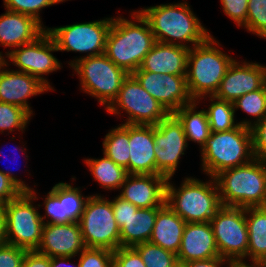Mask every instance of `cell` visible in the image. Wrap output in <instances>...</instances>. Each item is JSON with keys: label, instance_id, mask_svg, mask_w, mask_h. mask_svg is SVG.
Returning a JSON list of instances; mask_svg holds the SVG:
<instances>
[{"label": "cell", "instance_id": "obj_33", "mask_svg": "<svg viewBox=\"0 0 266 267\" xmlns=\"http://www.w3.org/2000/svg\"><path fill=\"white\" fill-rule=\"evenodd\" d=\"M133 248L140 254L146 267H173L178 261L177 254L149 241Z\"/></svg>", "mask_w": 266, "mask_h": 267}, {"label": "cell", "instance_id": "obj_42", "mask_svg": "<svg viewBox=\"0 0 266 267\" xmlns=\"http://www.w3.org/2000/svg\"><path fill=\"white\" fill-rule=\"evenodd\" d=\"M26 251L9 244L0 246V267H21Z\"/></svg>", "mask_w": 266, "mask_h": 267}, {"label": "cell", "instance_id": "obj_4", "mask_svg": "<svg viewBox=\"0 0 266 267\" xmlns=\"http://www.w3.org/2000/svg\"><path fill=\"white\" fill-rule=\"evenodd\" d=\"M234 60L219 49V42L212 35L203 43L190 48L186 80L193 100L214 96Z\"/></svg>", "mask_w": 266, "mask_h": 267}, {"label": "cell", "instance_id": "obj_15", "mask_svg": "<svg viewBox=\"0 0 266 267\" xmlns=\"http://www.w3.org/2000/svg\"><path fill=\"white\" fill-rule=\"evenodd\" d=\"M132 75L170 114L194 102L186 75L158 74L138 68Z\"/></svg>", "mask_w": 266, "mask_h": 267}, {"label": "cell", "instance_id": "obj_22", "mask_svg": "<svg viewBox=\"0 0 266 267\" xmlns=\"http://www.w3.org/2000/svg\"><path fill=\"white\" fill-rule=\"evenodd\" d=\"M46 28L31 16L6 10L0 15V45L13 50L36 40Z\"/></svg>", "mask_w": 266, "mask_h": 267}, {"label": "cell", "instance_id": "obj_43", "mask_svg": "<svg viewBox=\"0 0 266 267\" xmlns=\"http://www.w3.org/2000/svg\"><path fill=\"white\" fill-rule=\"evenodd\" d=\"M111 203L115 221L117 222L119 228L124 225L132 212H136L138 209L137 206L119 196H116L114 199H112Z\"/></svg>", "mask_w": 266, "mask_h": 267}, {"label": "cell", "instance_id": "obj_30", "mask_svg": "<svg viewBox=\"0 0 266 267\" xmlns=\"http://www.w3.org/2000/svg\"><path fill=\"white\" fill-rule=\"evenodd\" d=\"M50 191L62 202L64 223L78 222L90 195L83 196L78 187L65 182L55 184Z\"/></svg>", "mask_w": 266, "mask_h": 267}, {"label": "cell", "instance_id": "obj_51", "mask_svg": "<svg viewBox=\"0 0 266 267\" xmlns=\"http://www.w3.org/2000/svg\"><path fill=\"white\" fill-rule=\"evenodd\" d=\"M6 57H3L2 52H0V70L2 69V67L6 64Z\"/></svg>", "mask_w": 266, "mask_h": 267}, {"label": "cell", "instance_id": "obj_40", "mask_svg": "<svg viewBox=\"0 0 266 267\" xmlns=\"http://www.w3.org/2000/svg\"><path fill=\"white\" fill-rule=\"evenodd\" d=\"M43 204L45 206V215H41V218L44 224L64 223L62 202L51 191L47 193Z\"/></svg>", "mask_w": 266, "mask_h": 267}, {"label": "cell", "instance_id": "obj_8", "mask_svg": "<svg viewBox=\"0 0 266 267\" xmlns=\"http://www.w3.org/2000/svg\"><path fill=\"white\" fill-rule=\"evenodd\" d=\"M36 193L32 188L29 192H22L17 198L2 204L5 213L6 244L27 251L38 249L44 223L38 212L42 205H33V201L39 199Z\"/></svg>", "mask_w": 266, "mask_h": 267}, {"label": "cell", "instance_id": "obj_23", "mask_svg": "<svg viewBox=\"0 0 266 267\" xmlns=\"http://www.w3.org/2000/svg\"><path fill=\"white\" fill-rule=\"evenodd\" d=\"M189 50L181 45L156 41L140 69L165 75H186Z\"/></svg>", "mask_w": 266, "mask_h": 267}, {"label": "cell", "instance_id": "obj_44", "mask_svg": "<svg viewBox=\"0 0 266 267\" xmlns=\"http://www.w3.org/2000/svg\"><path fill=\"white\" fill-rule=\"evenodd\" d=\"M22 192L8 176L0 171V202L2 204L17 198Z\"/></svg>", "mask_w": 266, "mask_h": 267}, {"label": "cell", "instance_id": "obj_16", "mask_svg": "<svg viewBox=\"0 0 266 267\" xmlns=\"http://www.w3.org/2000/svg\"><path fill=\"white\" fill-rule=\"evenodd\" d=\"M266 83V66L255 62H239L229 66L215 97L234 102L243 95L260 89Z\"/></svg>", "mask_w": 266, "mask_h": 267}, {"label": "cell", "instance_id": "obj_2", "mask_svg": "<svg viewBox=\"0 0 266 267\" xmlns=\"http://www.w3.org/2000/svg\"><path fill=\"white\" fill-rule=\"evenodd\" d=\"M138 11L148 21L157 42L192 48L211 35L186 1L145 7Z\"/></svg>", "mask_w": 266, "mask_h": 267}, {"label": "cell", "instance_id": "obj_31", "mask_svg": "<svg viewBox=\"0 0 266 267\" xmlns=\"http://www.w3.org/2000/svg\"><path fill=\"white\" fill-rule=\"evenodd\" d=\"M207 97L211 102L206 109L211 132L228 131L239 125L238 122H235L233 102L221 100L215 96L202 97L198 102Z\"/></svg>", "mask_w": 266, "mask_h": 267}, {"label": "cell", "instance_id": "obj_35", "mask_svg": "<svg viewBox=\"0 0 266 267\" xmlns=\"http://www.w3.org/2000/svg\"><path fill=\"white\" fill-rule=\"evenodd\" d=\"M245 28L248 32L266 39V0H248Z\"/></svg>", "mask_w": 266, "mask_h": 267}, {"label": "cell", "instance_id": "obj_41", "mask_svg": "<svg viewBox=\"0 0 266 267\" xmlns=\"http://www.w3.org/2000/svg\"><path fill=\"white\" fill-rule=\"evenodd\" d=\"M254 158L266 160V115L251 127Z\"/></svg>", "mask_w": 266, "mask_h": 267}, {"label": "cell", "instance_id": "obj_13", "mask_svg": "<svg viewBox=\"0 0 266 267\" xmlns=\"http://www.w3.org/2000/svg\"><path fill=\"white\" fill-rule=\"evenodd\" d=\"M55 51H58L57 46L50 34L45 31L36 40L5 52L8 58L6 63L11 61L14 66L18 67L17 71L38 78L51 91H55L44 77V75L62 69V63L52 54Z\"/></svg>", "mask_w": 266, "mask_h": 267}, {"label": "cell", "instance_id": "obj_34", "mask_svg": "<svg viewBox=\"0 0 266 267\" xmlns=\"http://www.w3.org/2000/svg\"><path fill=\"white\" fill-rule=\"evenodd\" d=\"M32 116L23 108L0 102V132L8 130L10 133L17 129L22 133L25 131Z\"/></svg>", "mask_w": 266, "mask_h": 267}, {"label": "cell", "instance_id": "obj_38", "mask_svg": "<svg viewBox=\"0 0 266 267\" xmlns=\"http://www.w3.org/2000/svg\"><path fill=\"white\" fill-rule=\"evenodd\" d=\"M223 12L233 20L237 26L246 27L248 0H220Z\"/></svg>", "mask_w": 266, "mask_h": 267}, {"label": "cell", "instance_id": "obj_32", "mask_svg": "<svg viewBox=\"0 0 266 267\" xmlns=\"http://www.w3.org/2000/svg\"><path fill=\"white\" fill-rule=\"evenodd\" d=\"M233 106L235 112L240 108L254 118V121L241 120L238 122L239 125L251 128L266 115V83L260 89L236 99Z\"/></svg>", "mask_w": 266, "mask_h": 267}, {"label": "cell", "instance_id": "obj_5", "mask_svg": "<svg viewBox=\"0 0 266 267\" xmlns=\"http://www.w3.org/2000/svg\"><path fill=\"white\" fill-rule=\"evenodd\" d=\"M171 179L167 181L166 204L186 223L210 222L222 207L215 178L203 182L186 177L178 188Z\"/></svg>", "mask_w": 266, "mask_h": 267}, {"label": "cell", "instance_id": "obj_19", "mask_svg": "<svg viewBox=\"0 0 266 267\" xmlns=\"http://www.w3.org/2000/svg\"><path fill=\"white\" fill-rule=\"evenodd\" d=\"M7 66L8 63L0 70V102L19 106L33 116L28 98L46 93L50 89L38 78L10 68L8 70Z\"/></svg>", "mask_w": 266, "mask_h": 267}, {"label": "cell", "instance_id": "obj_12", "mask_svg": "<svg viewBox=\"0 0 266 267\" xmlns=\"http://www.w3.org/2000/svg\"><path fill=\"white\" fill-rule=\"evenodd\" d=\"M210 224L220 257L246 260L249 238L245 208L222 206Z\"/></svg>", "mask_w": 266, "mask_h": 267}, {"label": "cell", "instance_id": "obj_18", "mask_svg": "<svg viewBox=\"0 0 266 267\" xmlns=\"http://www.w3.org/2000/svg\"><path fill=\"white\" fill-rule=\"evenodd\" d=\"M168 178L154 174H128L119 197L138 208L161 207L166 203Z\"/></svg>", "mask_w": 266, "mask_h": 267}, {"label": "cell", "instance_id": "obj_27", "mask_svg": "<svg viewBox=\"0 0 266 267\" xmlns=\"http://www.w3.org/2000/svg\"><path fill=\"white\" fill-rule=\"evenodd\" d=\"M249 245L247 258L260 260L266 255V209L264 207L245 208Z\"/></svg>", "mask_w": 266, "mask_h": 267}, {"label": "cell", "instance_id": "obj_39", "mask_svg": "<svg viewBox=\"0 0 266 267\" xmlns=\"http://www.w3.org/2000/svg\"><path fill=\"white\" fill-rule=\"evenodd\" d=\"M113 267H146L133 247H120L113 251Z\"/></svg>", "mask_w": 266, "mask_h": 267}, {"label": "cell", "instance_id": "obj_53", "mask_svg": "<svg viewBox=\"0 0 266 267\" xmlns=\"http://www.w3.org/2000/svg\"><path fill=\"white\" fill-rule=\"evenodd\" d=\"M259 261L261 263V267H266V255L263 258H261Z\"/></svg>", "mask_w": 266, "mask_h": 267}, {"label": "cell", "instance_id": "obj_48", "mask_svg": "<svg viewBox=\"0 0 266 267\" xmlns=\"http://www.w3.org/2000/svg\"><path fill=\"white\" fill-rule=\"evenodd\" d=\"M252 264L247 263L244 258L240 259H227V267H261L259 260H250Z\"/></svg>", "mask_w": 266, "mask_h": 267}, {"label": "cell", "instance_id": "obj_17", "mask_svg": "<svg viewBox=\"0 0 266 267\" xmlns=\"http://www.w3.org/2000/svg\"><path fill=\"white\" fill-rule=\"evenodd\" d=\"M86 248L78 222L44 224L36 251L51 257L78 256Z\"/></svg>", "mask_w": 266, "mask_h": 267}, {"label": "cell", "instance_id": "obj_7", "mask_svg": "<svg viewBox=\"0 0 266 267\" xmlns=\"http://www.w3.org/2000/svg\"><path fill=\"white\" fill-rule=\"evenodd\" d=\"M79 77L81 90L97 99L105 110L118 96L123 81L129 75L116 66L104 53L76 58L68 63Z\"/></svg>", "mask_w": 266, "mask_h": 267}, {"label": "cell", "instance_id": "obj_50", "mask_svg": "<svg viewBox=\"0 0 266 267\" xmlns=\"http://www.w3.org/2000/svg\"><path fill=\"white\" fill-rule=\"evenodd\" d=\"M6 244L5 236V213L3 205L0 207V246Z\"/></svg>", "mask_w": 266, "mask_h": 267}, {"label": "cell", "instance_id": "obj_26", "mask_svg": "<svg viewBox=\"0 0 266 267\" xmlns=\"http://www.w3.org/2000/svg\"><path fill=\"white\" fill-rule=\"evenodd\" d=\"M198 103V101H194L182 106L173 114L182 123L187 140L198 143L200 149H202L211 134V129L206 110L202 108V110L196 111Z\"/></svg>", "mask_w": 266, "mask_h": 267}, {"label": "cell", "instance_id": "obj_45", "mask_svg": "<svg viewBox=\"0 0 266 267\" xmlns=\"http://www.w3.org/2000/svg\"><path fill=\"white\" fill-rule=\"evenodd\" d=\"M21 267H50V257L36 250L26 251Z\"/></svg>", "mask_w": 266, "mask_h": 267}, {"label": "cell", "instance_id": "obj_9", "mask_svg": "<svg viewBox=\"0 0 266 267\" xmlns=\"http://www.w3.org/2000/svg\"><path fill=\"white\" fill-rule=\"evenodd\" d=\"M78 223L86 247L110 251L120 248V228L111 200L100 194L90 195Z\"/></svg>", "mask_w": 266, "mask_h": 267}, {"label": "cell", "instance_id": "obj_1", "mask_svg": "<svg viewBox=\"0 0 266 267\" xmlns=\"http://www.w3.org/2000/svg\"><path fill=\"white\" fill-rule=\"evenodd\" d=\"M133 20L123 16L113 18L106 38L104 54L128 74L140 68L144 57L155 44L148 21L137 11H131Z\"/></svg>", "mask_w": 266, "mask_h": 267}, {"label": "cell", "instance_id": "obj_25", "mask_svg": "<svg viewBox=\"0 0 266 267\" xmlns=\"http://www.w3.org/2000/svg\"><path fill=\"white\" fill-rule=\"evenodd\" d=\"M160 207L138 208L120 228V247H135L148 242Z\"/></svg>", "mask_w": 266, "mask_h": 267}, {"label": "cell", "instance_id": "obj_28", "mask_svg": "<svg viewBox=\"0 0 266 267\" xmlns=\"http://www.w3.org/2000/svg\"><path fill=\"white\" fill-rule=\"evenodd\" d=\"M100 159H84L86 166L89 168L91 175L100 186L106 190L120 189L128 173L126 169L114 163L105 154Z\"/></svg>", "mask_w": 266, "mask_h": 267}, {"label": "cell", "instance_id": "obj_14", "mask_svg": "<svg viewBox=\"0 0 266 267\" xmlns=\"http://www.w3.org/2000/svg\"><path fill=\"white\" fill-rule=\"evenodd\" d=\"M154 141L156 175L172 178L188 148L182 123L173 113L154 125Z\"/></svg>", "mask_w": 266, "mask_h": 267}, {"label": "cell", "instance_id": "obj_11", "mask_svg": "<svg viewBox=\"0 0 266 267\" xmlns=\"http://www.w3.org/2000/svg\"><path fill=\"white\" fill-rule=\"evenodd\" d=\"M113 18L107 17L91 22L46 28L54 40L58 51L87 53L84 57H92L105 52L106 38Z\"/></svg>", "mask_w": 266, "mask_h": 267}, {"label": "cell", "instance_id": "obj_47", "mask_svg": "<svg viewBox=\"0 0 266 267\" xmlns=\"http://www.w3.org/2000/svg\"><path fill=\"white\" fill-rule=\"evenodd\" d=\"M17 149H19L20 151H24V154L26 152L23 147L17 148L16 146L13 148L14 151ZM0 155L2 156L3 153L0 152ZM0 171L3 172L6 176H8L23 192H29L32 189L28 184H26L25 181L21 180L20 178H17V175L15 176L13 172H10V170L4 171L3 169H0Z\"/></svg>", "mask_w": 266, "mask_h": 267}, {"label": "cell", "instance_id": "obj_10", "mask_svg": "<svg viewBox=\"0 0 266 267\" xmlns=\"http://www.w3.org/2000/svg\"><path fill=\"white\" fill-rule=\"evenodd\" d=\"M120 110L128 115L124 123L131 125H157L170 114L132 74L125 78L118 96L106 109L108 114L116 115H121Z\"/></svg>", "mask_w": 266, "mask_h": 267}, {"label": "cell", "instance_id": "obj_20", "mask_svg": "<svg viewBox=\"0 0 266 267\" xmlns=\"http://www.w3.org/2000/svg\"><path fill=\"white\" fill-rule=\"evenodd\" d=\"M219 255L210 222L186 223L177 253L179 262L206 260Z\"/></svg>", "mask_w": 266, "mask_h": 267}, {"label": "cell", "instance_id": "obj_6", "mask_svg": "<svg viewBox=\"0 0 266 267\" xmlns=\"http://www.w3.org/2000/svg\"><path fill=\"white\" fill-rule=\"evenodd\" d=\"M202 169L209 177L244 165L254 159L251 128L237 127L220 132H211L200 150Z\"/></svg>", "mask_w": 266, "mask_h": 267}, {"label": "cell", "instance_id": "obj_3", "mask_svg": "<svg viewBox=\"0 0 266 267\" xmlns=\"http://www.w3.org/2000/svg\"><path fill=\"white\" fill-rule=\"evenodd\" d=\"M222 206L263 207L266 202V162L258 158L226 169L215 177Z\"/></svg>", "mask_w": 266, "mask_h": 267}, {"label": "cell", "instance_id": "obj_49", "mask_svg": "<svg viewBox=\"0 0 266 267\" xmlns=\"http://www.w3.org/2000/svg\"><path fill=\"white\" fill-rule=\"evenodd\" d=\"M74 257H51L50 267H79V263L76 265L70 262Z\"/></svg>", "mask_w": 266, "mask_h": 267}, {"label": "cell", "instance_id": "obj_37", "mask_svg": "<svg viewBox=\"0 0 266 267\" xmlns=\"http://www.w3.org/2000/svg\"><path fill=\"white\" fill-rule=\"evenodd\" d=\"M78 258L79 267H113V251L107 249L86 247Z\"/></svg>", "mask_w": 266, "mask_h": 267}, {"label": "cell", "instance_id": "obj_24", "mask_svg": "<svg viewBox=\"0 0 266 267\" xmlns=\"http://www.w3.org/2000/svg\"><path fill=\"white\" fill-rule=\"evenodd\" d=\"M185 225L186 222L165 203L157 211L149 242L177 254Z\"/></svg>", "mask_w": 266, "mask_h": 267}, {"label": "cell", "instance_id": "obj_36", "mask_svg": "<svg viewBox=\"0 0 266 267\" xmlns=\"http://www.w3.org/2000/svg\"><path fill=\"white\" fill-rule=\"evenodd\" d=\"M66 0H3L6 10L16 13L25 14L35 18L43 25L40 18V11L43 8L52 6Z\"/></svg>", "mask_w": 266, "mask_h": 267}, {"label": "cell", "instance_id": "obj_29", "mask_svg": "<svg viewBox=\"0 0 266 267\" xmlns=\"http://www.w3.org/2000/svg\"><path fill=\"white\" fill-rule=\"evenodd\" d=\"M103 154L114 163L124 167L129 174V124L112 128L102 142Z\"/></svg>", "mask_w": 266, "mask_h": 267}, {"label": "cell", "instance_id": "obj_21", "mask_svg": "<svg viewBox=\"0 0 266 267\" xmlns=\"http://www.w3.org/2000/svg\"><path fill=\"white\" fill-rule=\"evenodd\" d=\"M154 125L129 124V174L156 175Z\"/></svg>", "mask_w": 266, "mask_h": 267}, {"label": "cell", "instance_id": "obj_46", "mask_svg": "<svg viewBox=\"0 0 266 267\" xmlns=\"http://www.w3.org/2000/svg\"><path fill=\"white\" fill-rule=\"evenodd\" d=\"M227 259L217 256L206 260H195L187 262L188 267H224ZM222 265V266H221Z\"/></svg>", "mask_w": 266, "mask_h": 267}, {"label": "cell", "instance_id": "obj_52", "mask_svg": "<svg viewBox=\"0 0 266 267\" xmlns=\"http://www.w3.org/2000/svg\"><path fill=\"white\" fill-rule=\"evenodd\" d=\"M173 267H188V265L186 263L177 261Z\"/></svg>", "mask_w": 266, "mask_h": 267}]
</instances>
